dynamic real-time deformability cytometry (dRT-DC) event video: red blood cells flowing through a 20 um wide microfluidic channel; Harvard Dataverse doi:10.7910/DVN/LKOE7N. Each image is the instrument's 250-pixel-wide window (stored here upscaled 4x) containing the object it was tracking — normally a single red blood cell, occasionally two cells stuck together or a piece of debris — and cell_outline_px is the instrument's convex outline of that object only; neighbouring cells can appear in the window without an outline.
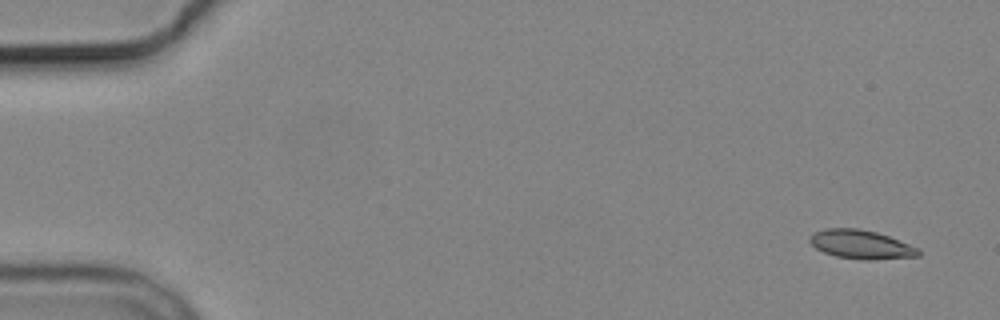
{"species": "common noctule bat (a hibernating species)", "species_latin": "Nyctalus noctula", "temperature_condition": "cold", "stored_images_in_passage": 6, "segment_of_instrument_passage": [1, 2], "camera_frame_rate_fps": 3000, "um_per_image_px": 0.085, "animal": {"sex": "male", "body_mass_g": 19.2, "forearm_length_mm": 51.8}, "frame": {"image": 1, "passage_image": 1, "time_ms": 0.0, "image_size_px": [1000, 320], "cell_outline_px": [[920, 256], [872, 260], [864, 260], [836, 256], [824, 252], [816, 248], [808, 240], [816, 232], [824, 228], [856, 228], [876, 232], [888, 236], [920, 248]], "centroid_in_image_um": [73.22, 20.78], "position_along_channel_um": 11.8, "area_um2": 18.15}}
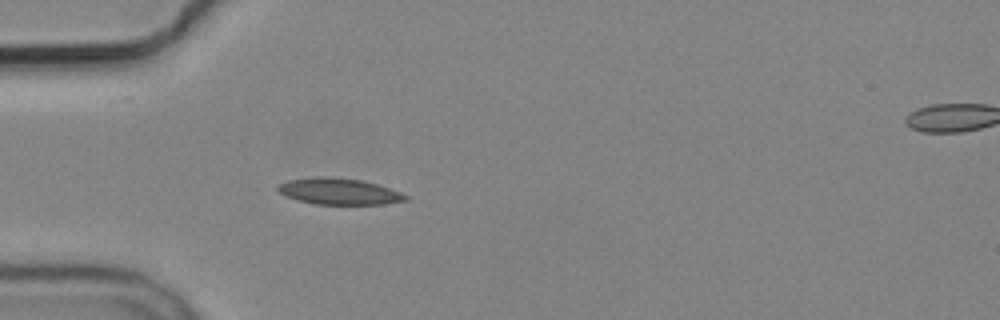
{"frame": {"image": 2, "passage_image": 5, "time_ms": 4.667, "image_size_px": [1000, 320], "cell_outline_px": [[408, 200], [384, 204], [316, 204], [300, 200], [288, 196], [280, 192], [276, 188], [280, 184], [288, 180], [316, 176], [328, 176], [364, 180], [400, 192], [408, 196]], "centroid_in_image_um": [28.84, 16.26], "position_along_channel_um": 56.2, "area_um2": 19.42}}